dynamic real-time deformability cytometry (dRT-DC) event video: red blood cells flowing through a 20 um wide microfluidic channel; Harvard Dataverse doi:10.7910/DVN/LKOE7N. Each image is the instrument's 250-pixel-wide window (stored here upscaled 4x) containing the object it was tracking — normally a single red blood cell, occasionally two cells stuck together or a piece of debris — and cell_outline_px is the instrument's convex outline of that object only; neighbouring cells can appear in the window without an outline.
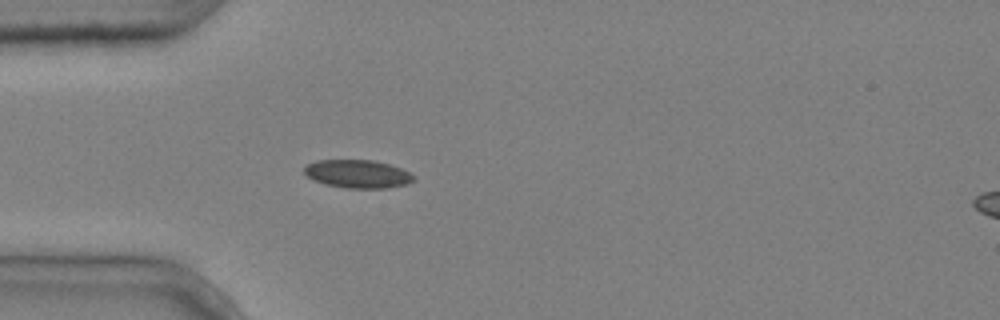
{"species": "common noctule bat (a hibernating species)", "species_latin": "Nyctalus noctula", "temperature_condition": "cold", "stored_images_in_passage": 4, "camera_frame_rate_fps": 3000, "um_per_image_px": 0.085, "animal": {"sex": "male", "body_mass_g": 20.4}, "frame": {"image": 1, "passage_image": 4, "time_ms": 1.0, "image_size_px": [1000, 320], "cell_outline_px": [[416, 180], [408, 184], [388, 188], [344, 188], [324, 184], [312, 180], [304, 172], [304, 168], [308, 164], [316, 160], [372, 160], [388, 164], [400, 168], [416, 176]], "centroid_in_image_um": [30.42, 14.79], "position_along_channel_um": 54.6, "area_um2": 18.09}}